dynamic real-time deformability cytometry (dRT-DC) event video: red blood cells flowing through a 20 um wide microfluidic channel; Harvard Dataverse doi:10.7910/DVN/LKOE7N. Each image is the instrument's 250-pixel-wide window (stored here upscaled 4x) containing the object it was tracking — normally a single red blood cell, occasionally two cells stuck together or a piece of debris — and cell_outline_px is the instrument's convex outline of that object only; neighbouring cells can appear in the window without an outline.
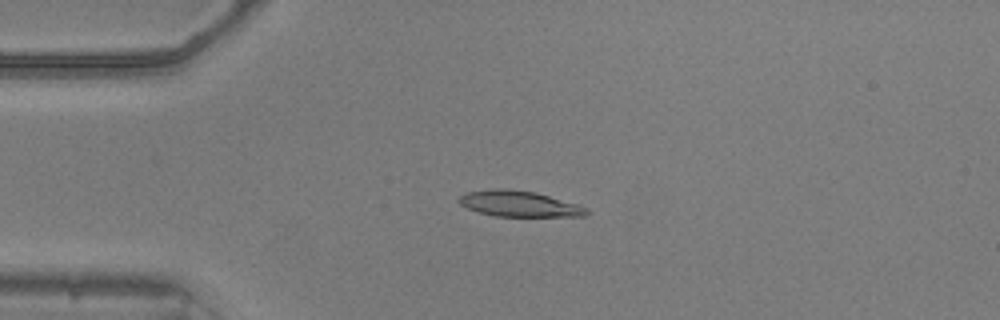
{"species": "common noctule bat (a hibernating species)", "species_latin": "Nyctalus noctula", "temperature_condition": "warm", "stored_images_in_passage": 43, "camera_frame_rate_fps": 3000, "um_per_image_px": 0.085, "animal": {"sex": "male", "body_mass_g": 20.5, "forearm_length_mm": 52.5}, "frame": {"image": 1, "passage_image": 3, "time_ms": 0.667, "image_size_px": [1000, 320], "cell_outline_px": [[588, 212], [584, 216], [496, 216], [480, 212], [468, 208], [460, 204], [456, 200], [460, 196], [468, 192], [492, 188], [504, 188], [536, 192], [580, 204], [588, 208]], "centroid_in_image_um": [44.15, 17.31], "position_along_channel_um": 40.9, "area_um2": 19.25}}
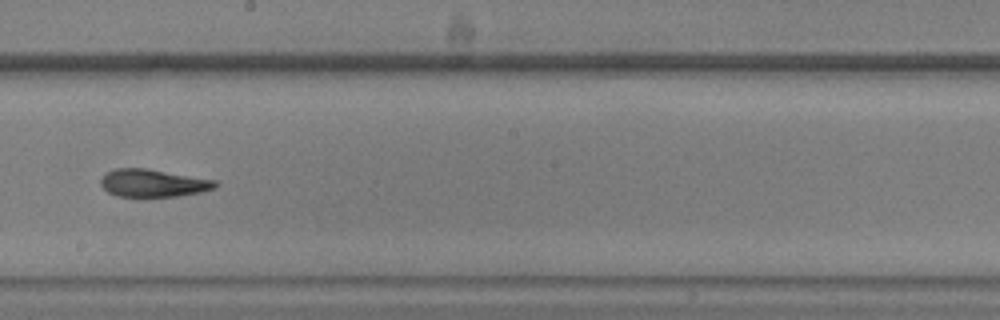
{"frame": {"image": 2, "passage_image": 20, "time_ms": 6.333, "image_size_px": [1000, 320], "cell_outline_px": [[220, 184], [216, 188], [200, 192], [176, 196], [144, 200], [140, 200], [116, 196], [108, 192], [100, 184], [100, 180], [108, 172], [116, 168], [148, 168], [216, 180]], "centroid_in_image_um": [13.01, 15.61], "position_along_channel_um": 235.2, "area_um2": 19.36}}
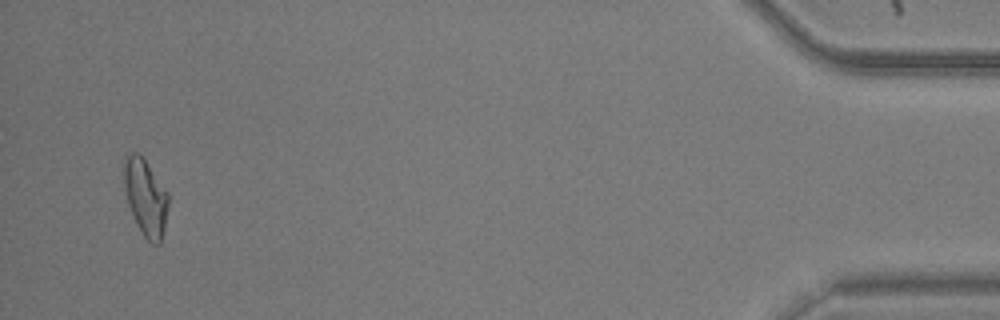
{"frame": {"image": 3, "passage_image": 41, "time_ms": 13.333, "image_size_px": [1000, 320], "cell_outline_px": [[168, 208], [164, 228], [160, 244], [152, 244], [144, 236], [128, 204], [124, 188], [124, 156], [128, 152], [136, 152], [144, 160], [168, 192]], "centroid_in_image_um": [12.37, 16.76], "position_along_channel_um": 422.8, "area_um2": 19.42}, "authors_computed_cell_mechanics": {"area_um2": 19.363, "velocity_mm_per_s": 3.853, "shape_relaxation_time_tau1_ms": null, "shape_relaxation_time_tau2_ms": 2.8118, "deformation_change_tau1": null, "deformation_change_tau2": 0.1036}}